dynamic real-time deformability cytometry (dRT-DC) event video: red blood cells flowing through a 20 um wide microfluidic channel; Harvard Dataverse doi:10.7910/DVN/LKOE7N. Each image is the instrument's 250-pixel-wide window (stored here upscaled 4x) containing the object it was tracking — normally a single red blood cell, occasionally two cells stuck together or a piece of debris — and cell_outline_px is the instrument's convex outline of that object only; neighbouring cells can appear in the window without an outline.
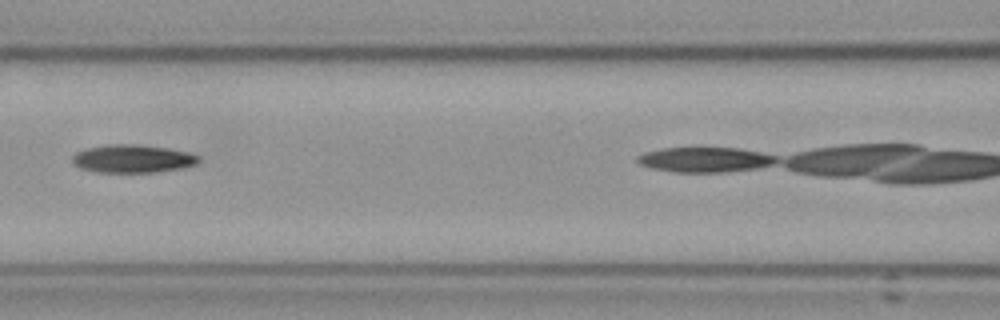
{"species": "Egyptian fruit bat (a non-hibernating species)", "species_latin": "Rousettus aegyptiacus", "temperature_condition": "cold", "stored_images_in_passage": 6, "camera_frame_rate_fps": 3000, "um_per_image_px": 0.085, "frame": {"image": 1, "passage_image": 4, "time_ms": 3.667, "image_size_px": [1000, 320], "cell_outline_px": [[200, 160], [196, 164], [180, 168], [152, 172], [96, 172], [80, 168], [72, 164], [72, 156], [76, 152], [84, 148], [104, 144], [140, 144], [168, 148], [188, 152], [200, 156]], "centroid_in_image_um": [11.22, 13.47], "position_along_channel_um": 155.4, "area_um2": 20.87}}